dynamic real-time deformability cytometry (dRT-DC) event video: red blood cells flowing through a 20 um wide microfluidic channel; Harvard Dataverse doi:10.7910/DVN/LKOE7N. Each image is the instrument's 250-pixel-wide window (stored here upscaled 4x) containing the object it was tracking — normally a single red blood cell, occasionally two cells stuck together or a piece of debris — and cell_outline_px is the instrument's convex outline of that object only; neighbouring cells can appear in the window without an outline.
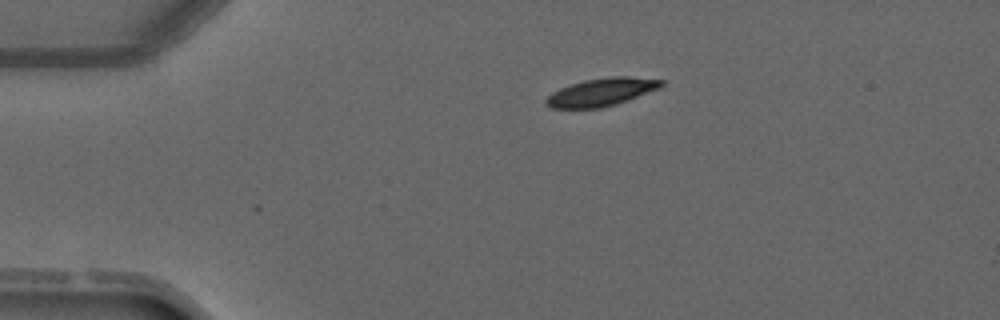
{"species": "common noctule bat (a hibernating species)", "species_latin": "Nyctalus noctula", "temperature_condition": "warm", "stored_images_in_passage": 2, "camera_frame_rate_fps": 3000, "um_per_image_px": 0.085, "animal": {"sex": "male", "forearm_length_mm": 52.5}, "frame": {"image": 1, "passage_image": 1, "time_ms": 0.0, "image_size_px": [1000, 320], "cell_outline_px": [[664, 84], [660, 88], [616, 104], [600, 108], [552, 108], [544, 104], [544, 100], [552, 92], [560, 88], [584, 80], [612, 76], [628, 76], [664, 80]], "centroid_in_image_um": [51.11, 7.82], "position_along_channel_um": 33.9, "area_um2": 18.67}}